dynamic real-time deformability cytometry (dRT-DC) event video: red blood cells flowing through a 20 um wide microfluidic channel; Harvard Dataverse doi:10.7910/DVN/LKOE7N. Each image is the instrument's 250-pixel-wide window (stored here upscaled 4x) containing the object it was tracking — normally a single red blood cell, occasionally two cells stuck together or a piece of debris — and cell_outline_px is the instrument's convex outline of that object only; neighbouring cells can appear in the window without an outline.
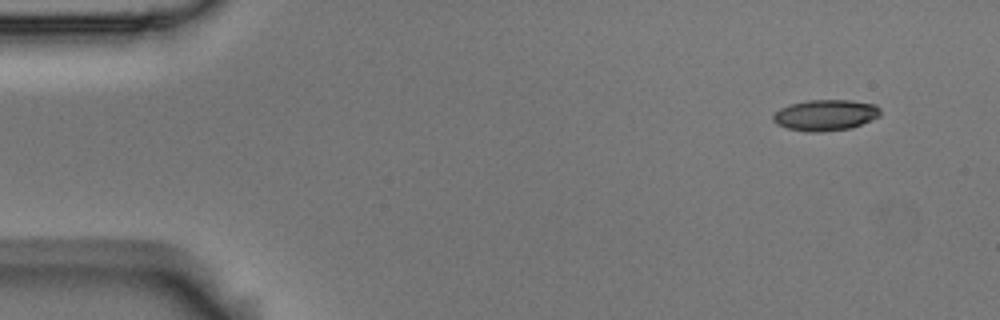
{"species": "Egyptian fruit bat (a non-hibernating species)", "species_latin": "Rousettus aegyptiacus", "temperature_condition": "room temperature", "stored_images_in_passage": 6, "camera_frame_rate_fps": 3000, "um_per_image_px": 0.085, "animal": {"sex": "male"}, "frame": {"image": 1, "passage_image": 1, "time_ms": 0.0, "image_size_px": [1000, 320], "cell_outline_px": [[880, 116], [852, 128], [816, 132], [808, 132], [788, 128], [776, 124], [772, 120], [772, 116], [780, 108], [788, 104], [808, 100], [852, 100], [876, 104], [880, 108]], "centroid_in_image_um": [70.16, 9.77], "position_along_channel_um": 14.8, "area_um2": 19.48}}
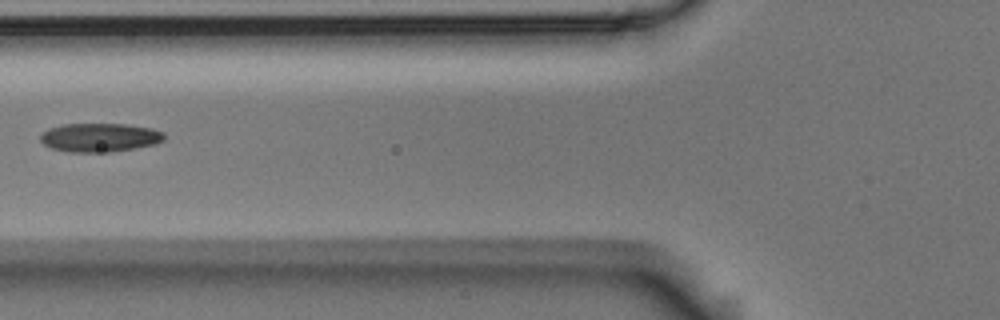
{"frame": {"image": 2, "passage_image": 5, "time_ms": 1.333, "image_size_px": [1000, 320], "cell_outline_px": [[164, 140], [156, 144], [136, 148], [108, 152], [72, 152], [52, 148], [44, 144], [40, 140], [40, 136], [48, 128], [64, 124], [124, 124], [152, 128], [164, 132]], "centroid_in_image_um": [8.5, 11.68], "position_along_channel_um": 117.3, "area_um2": 20.69}}
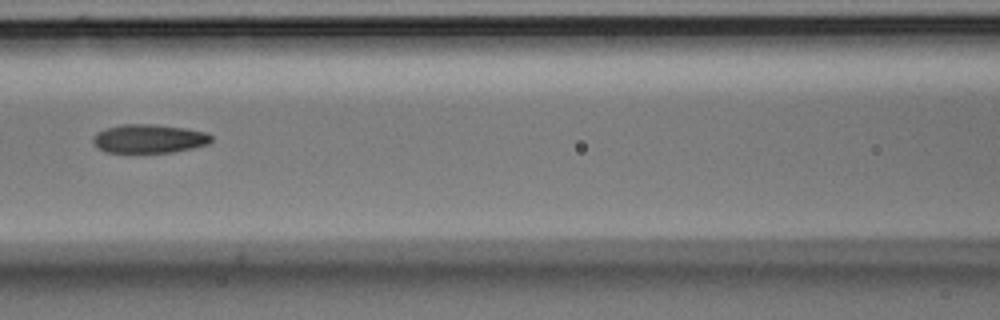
{"frame": {"image": 3, "passage_image": 6, "time_ms": 1.667, "image_size_px": [1000, 320], "cell_outline_px": [[212, 140], [208, 144], [192, 148], [172, 152], [104, 152], [92, 140], [92, 136], [96, 132], [108, 128], [124, 124], [152, 124], [184, 128], [208, 132], [212, 136]], "centroid_in_image_um": [12.69, 11.78], "position_along_channel_um": 153.9, "area_um2": 19.65}}